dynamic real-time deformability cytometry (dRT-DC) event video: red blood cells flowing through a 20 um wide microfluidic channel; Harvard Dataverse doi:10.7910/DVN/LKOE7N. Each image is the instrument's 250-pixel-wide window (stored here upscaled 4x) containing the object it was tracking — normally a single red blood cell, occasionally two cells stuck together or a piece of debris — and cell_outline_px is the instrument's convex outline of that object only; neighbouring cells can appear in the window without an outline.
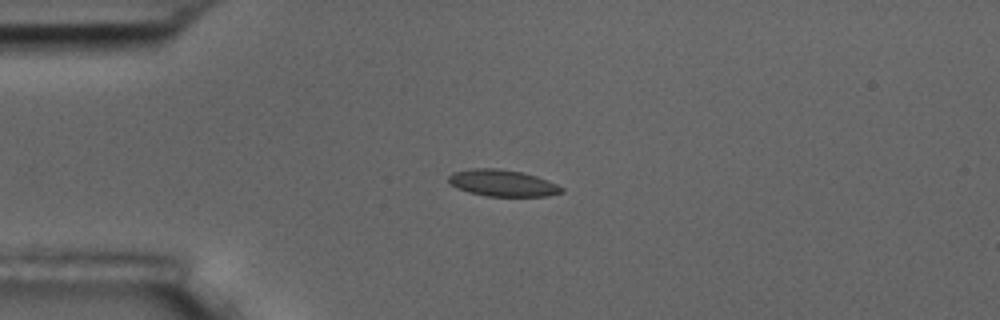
{"species": "common noctule bat (a hibernating species)", "species_latin": "Nyctalus noctula", "temperature_condition": "room temperature", "stored_images_in_passage": 10, "camera_frame_rate_fps": 3000, "um_per_image_px": 0.085, "animal": {"sex": "male", "body_mass_g": 17.5, "forearm_length_mm": 52.3}, "frame": {"image": 1, "passage_image": 4, "time_ms": 4.333, "image_size_px": [1000, 320], "cell_outline_px": [[564, 192], [548, 196], [484, 196], [468, 192], [456, 188], [448, 180], [448, 176], [452, 172], [468, 168], [500, 168], [520, 172], [536, 176], [548, 180], [564, 188]], "centroid_in_image_um": [42.69, 15.55], "position_along_channel_um": 42.3, "area_um2": 17.69}}
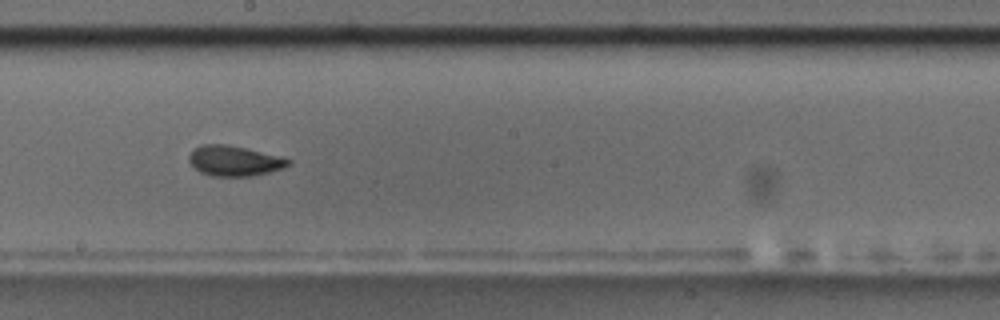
{"frame": {"image": 2, "passage_image": 9, "time_ms": 10.0, "image_size_px": [1000, 320], "cell_outline_px": [[292, 164], [284, 168], [252, 176], [212, 176], [200, 172], [188, 160], [188, 156], [196, 148], [204, 144], [228, 144], [280, 156], [292, 160]], "centroid_in_image_um": [19.95, 13.67], "position_along_channel_um": 228.2, "area_um2": 17.46}}
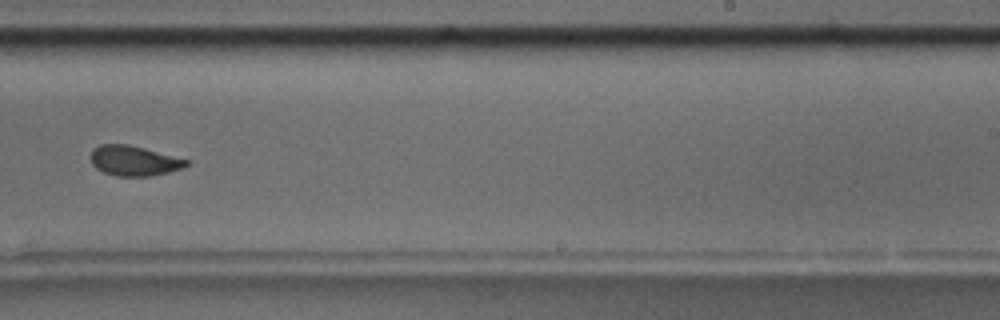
{"frame": {"image": 3, "passage_image": 10, "time_ms": 11.333, "image_size_px": [1000, 320], "cell_outline_px": [[192, 160], [184, 168], [168, 172], [148, 176], [116, 176], [104, 172], [96, 168], [92, 164], [88, 156], [92, 148], [100, 144], [128, 144]], "centroid_in_image_um": [11.37, 13.65], "position_along_channel_um": 277.6, "area_um2": 17.05}}